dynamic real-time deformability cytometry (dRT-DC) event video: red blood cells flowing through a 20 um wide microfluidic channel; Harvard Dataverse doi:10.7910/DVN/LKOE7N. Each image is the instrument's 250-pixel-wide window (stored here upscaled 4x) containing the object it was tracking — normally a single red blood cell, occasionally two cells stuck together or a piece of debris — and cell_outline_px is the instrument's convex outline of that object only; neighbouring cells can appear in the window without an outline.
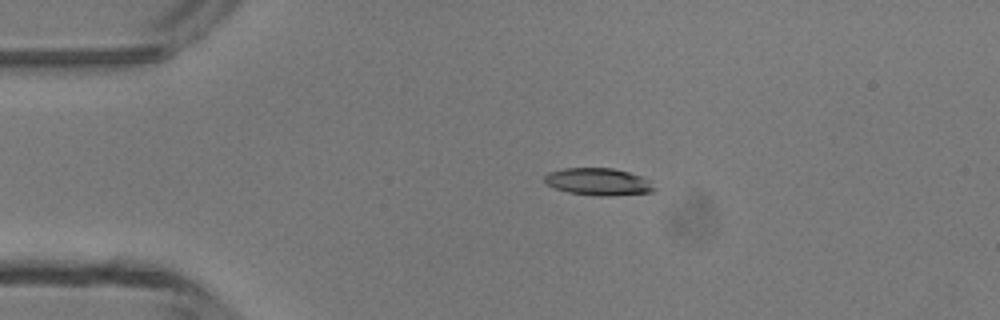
{"species": "common noctule bat (a hibernating species)", "species_latin": "Nyctalus noctula", "temperature_condition": "room temperature", "stored_images_in_passage": 4, "camera_frame_rate_fps": 3000, "um_per_image_px": 0.085, "animal": {"sex": "male", "body_mass_g": 13.3}, "frame": {"image": 1, "passage_image": 3, "time_ms": 2.333, "image_size_px": [1000, 320], "cell_outline_px": [[656, 188], [652, 192], [612, 196], [596, 196], [568, 192], [544, 184], [544, 176], [548, 172], [564, 168], [612, 168], [628, 172], [640, 176], [648, 180]], "centroid_in_image_um": [50.83, 15.45], "position_along_channel_um": 34.2, "area_um2": 17.46}}